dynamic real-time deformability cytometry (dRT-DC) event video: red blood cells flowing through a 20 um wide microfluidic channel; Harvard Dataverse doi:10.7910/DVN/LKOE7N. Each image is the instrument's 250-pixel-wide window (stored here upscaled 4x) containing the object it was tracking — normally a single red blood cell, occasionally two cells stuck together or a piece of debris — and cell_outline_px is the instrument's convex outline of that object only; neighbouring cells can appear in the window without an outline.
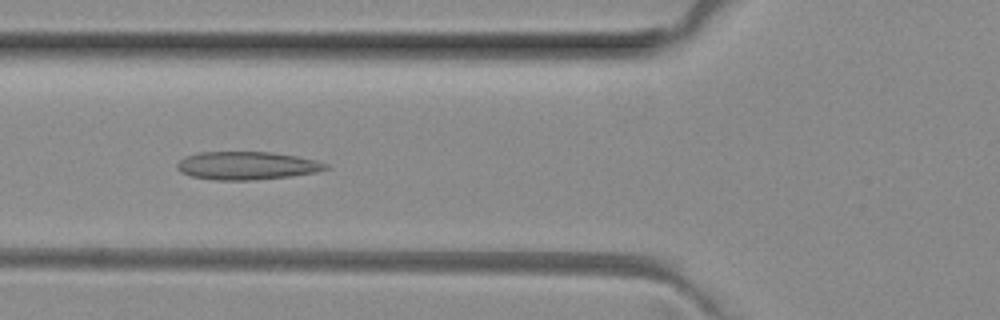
{"species": "common noctule bat (a hibernating species)", "species_latin": "Nyctalus noctula", "temperature_condition": "room temperature", "stored_images_in_passage": 37, "camera_frame_rate_fps": 3000, "um_per_image_px": 0.085, "animal": {"sex": "female", "body_mass_g": 29.2, "forearm_length_mm": 56.3}, "frame": {"image": 1, "passage_image": 5, "time_ms": 1.333, "image_size_px": [1000, 320], "cell_outline_px": [[328, 168], [316, 172], [288, 176], [252, 180], [216, 180], [192, 176], [180, 172], [176, 168], [176, 164], [184, 156], [200, 152], [272, 152], [296, 156], [316, 160], [328, 164]], "centroid_in_image_um": [20.95, 14.07], "position_along_channel_um": 104.9, "area_um2": 24.22}}
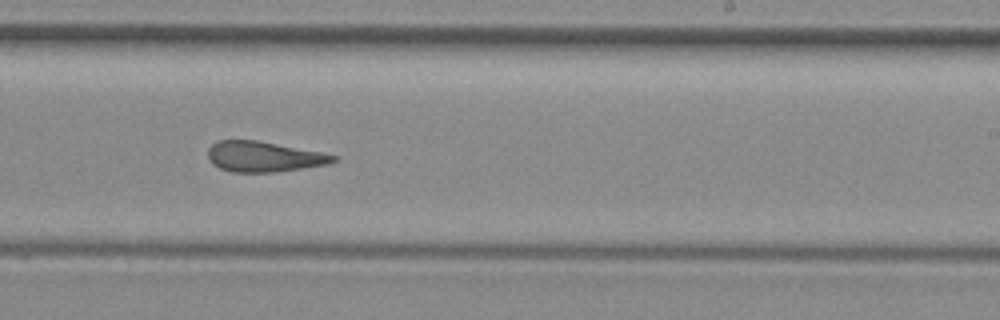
{"frame": {"image": 2, "passage_image": 17, "time_ms": 5.333, "image_size_px": [1000, 320], "cell_outline_px": [[336, 160], [328, 164], [272, 172], [232, 172], [220, 168], [212, 164], [208, 160], [208, 148], [216, 140], [256, 140], [320, 152], [336, 156]], "centroid_in_image_um": [22.34, 13.31], "position_along_channel_um": 266.7, "area_um2": 21.96}}
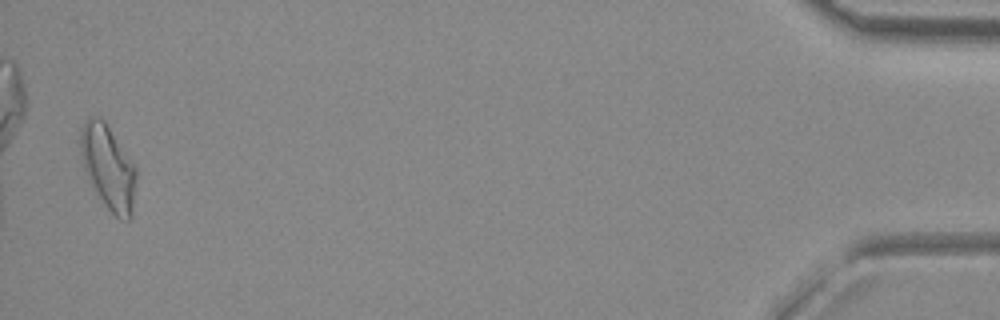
{"frame": {"image": 3, "passage_image": 36, "time_ms": 11.667, "image_size_px": [1000, 320], "cell_outline_px": [[136, 184], [132, 216], [128, 220], [120, 220], [108, 208], [92, 184], [84, 168], [80, 152], [80, 128], [92, 116], [100, 116], [104, 120], [136, 168]], "centroid_in_image_um": [9.21, 14.21], "position_along_channel_um": 426.0, "area_um2": 26.82}, "authors_computed_cell_mechanics": {"area_um2": 23.2356, "velocity_mm_per_s": 4.0503, "shape_relaxation_time_tau1_ms": null, "shape_relaxation_time_tau2_ms": 3.7425, "deformation_change_tau1": null, "deformation_change_tau2": 0.1079}}